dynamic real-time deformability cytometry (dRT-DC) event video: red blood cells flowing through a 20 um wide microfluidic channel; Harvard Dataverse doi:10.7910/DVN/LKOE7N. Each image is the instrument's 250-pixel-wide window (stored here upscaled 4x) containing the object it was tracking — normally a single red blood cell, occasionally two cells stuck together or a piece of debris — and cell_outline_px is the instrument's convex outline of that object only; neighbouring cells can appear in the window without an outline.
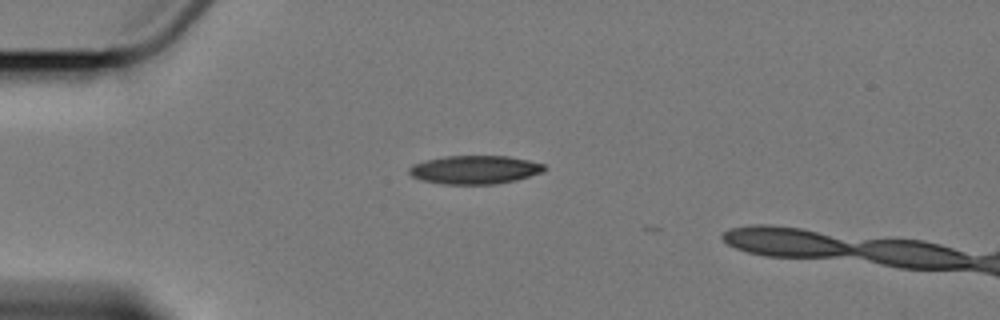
{"species": "Egyptian fruit bat (a non-hibernating species)", "species_latin": "Rousettus aegyptiacus", "temperature_condition": "cold", "stored_images_in_passage": 2, "camera_frame_rate_fps": 3000, "um_per_image_px": 0.085, "animal": {"sex": "female"}, "frame": {"image": 1, "passage_image": 1, "time_ms": 0.0, "image_size_px": [1000, 320], "cell_outline_px": [[548, 168], [544, 172], [516, 180], [492, 184], [444, 184], [420, 180], [412, 176], [408, 172], [408, 168], [412, 164], [424, 160], [448, 156], [508, 156], [528, 160], [544, 164]], "centroid_in_image_um": [40.35, 14.42], "position_along_channel_um": 44.6, "area_um2": 22.54}}